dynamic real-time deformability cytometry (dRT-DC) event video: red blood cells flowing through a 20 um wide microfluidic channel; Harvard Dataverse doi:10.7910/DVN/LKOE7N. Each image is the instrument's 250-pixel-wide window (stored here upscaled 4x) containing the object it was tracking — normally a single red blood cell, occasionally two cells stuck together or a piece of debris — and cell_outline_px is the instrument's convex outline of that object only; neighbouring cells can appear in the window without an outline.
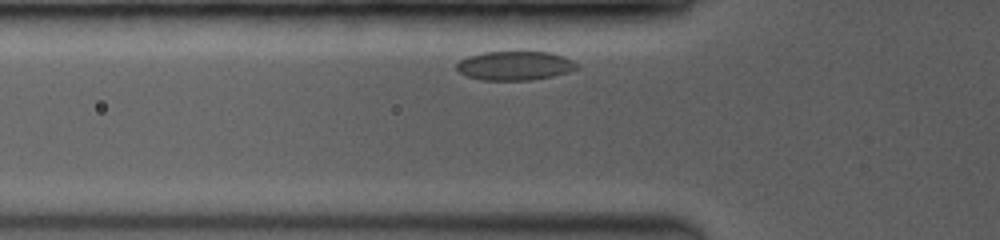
{"species": "common noctule bat (a hibernating species)", "species_latin": "Nyctalus noctula", "temperature_condition": "room temperature", "stored_images_in_passage": 16, "camera_frame_rate_fps": 3500, "um_per_image_px": 0.085, "animal": {"sex": "female", "body_mass_g": 19.0, "forearm_length_mm": 53.3}, "frame": {"image": 1, "passage_image": 2, "time_ms": 0.571, "image_size_px": [1000, 240], "cell_outline_px": [[580, 68], [568, 72], [552, 76], [532, 80], [480, 80], [468, 76], [460, 72], [456, 68], [456, 64], [460, 60], [468, 56], [484, 52], [520, 48], [548, 52], [572, 60], [580, 64]], "centroid_in_image_um": [43.78, 5.53], "position_along_channel_um": 82.0, "area_um2": 21.21}}
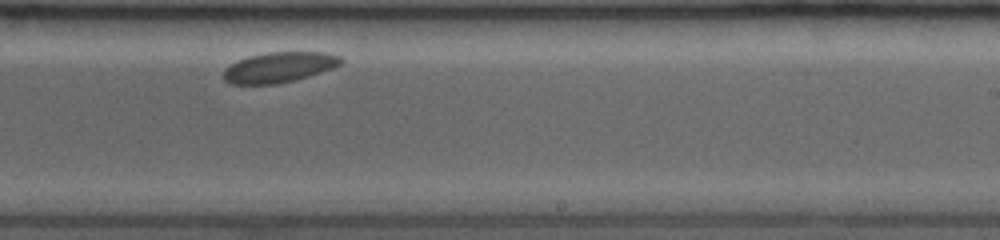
{"frame": {"image": 2, "passage_image": 10, "time_ms": 5.714, "image_size_px": [1000, 240], "cell_outline_px": [[344, 60], [340, 64], [332, 68], [308, 76], [276, 84], [232, 84], [224, 80], [224, 68], [248, 56], [268, 52], [324, 52], [340, 56]], "centroid_in_image_um": [23.72, 5.71], "position_along_channel_um": 265.3, "area_um2": 20.52}}
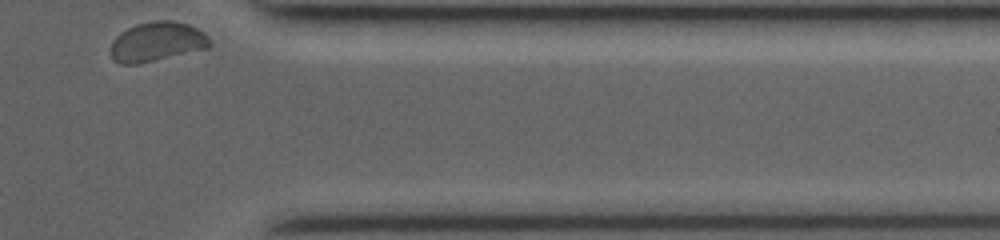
{"frame": {"image": 3, "passage_image": 16, "time_ms": 9.429, "image_size_px": [1000, 240], "cell_outline_px": [[212, 44], [208, 48], [136, 64], [120, 64], [112, 56], [112, 40], [120, 32], [136, 24], [152, 20], [172, 20], [188, 24], [204, 32], [208, 36]], "centroid_in_image_um": [13.36, 3.52], "position_along_channel_um": 398.0, "area_um2": 22.66}}